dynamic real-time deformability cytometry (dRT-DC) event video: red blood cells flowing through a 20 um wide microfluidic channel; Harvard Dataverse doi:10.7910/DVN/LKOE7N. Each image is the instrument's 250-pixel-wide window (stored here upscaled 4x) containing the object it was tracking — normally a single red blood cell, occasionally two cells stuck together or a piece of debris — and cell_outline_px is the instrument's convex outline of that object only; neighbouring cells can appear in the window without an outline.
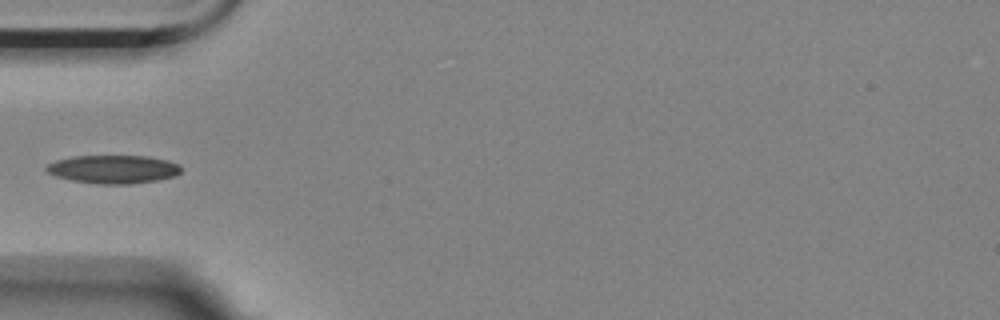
{"species": "Egyptian fruit bat (a non-hibernating species)", "species_latin": "Rousettus aegyptiacus", "temperature_condition": "room temperature", "stored_images_in_passage": 39, "camera_frame_rate_fps": 3000, "um_per_image_px": 0.085, "animal": {"sex": "female"}, "frame": {"image": 1, "passage_image": 1, "time_ms": 0.0, "image_size_px": [1000, 320], "cell_outline_px": [[180, 172], [176, 176], [156, 180], [128, 184], [96, 184], [72, 180], [56, 176], [48, 172], [44, 168], [48, 164], [56, 160], [72, 156], [148, 156], [168, 160], [180, 164]], "centroid_in_image_um": [9.64, 14.38], "position_along_channel_um": 75.4, "area_um2": 22.25}}
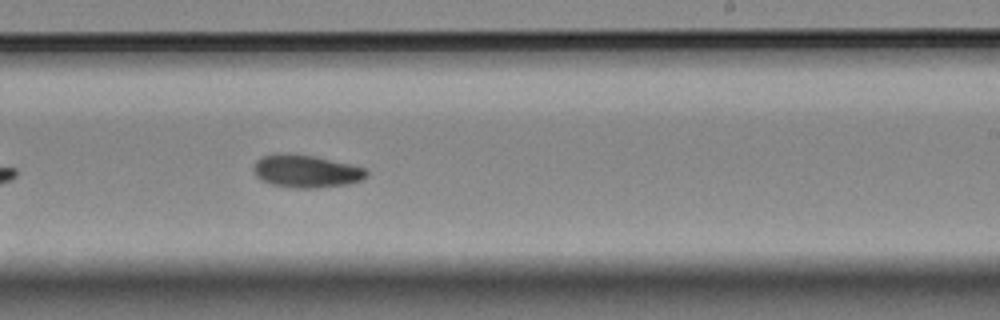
{"frame": {"image": 2, "passage_image": 17, "time_ms": 5.333, "image_size_px": [1000, 320], "cell_outline_px": [[368, 176], [360, 180], [348, 184], [316, 188], [292, 188], [272, 184], [260, 180], [256, 176], [252, 168], [256, 160], [264, 156], [276, 152], [312, 156], [352, 164], [364, 168], [368, 172]], "centroid_in_image_um": [25.99, 14.55], "position_along_channel_um": 263.0, "area_um2": 21.62}}
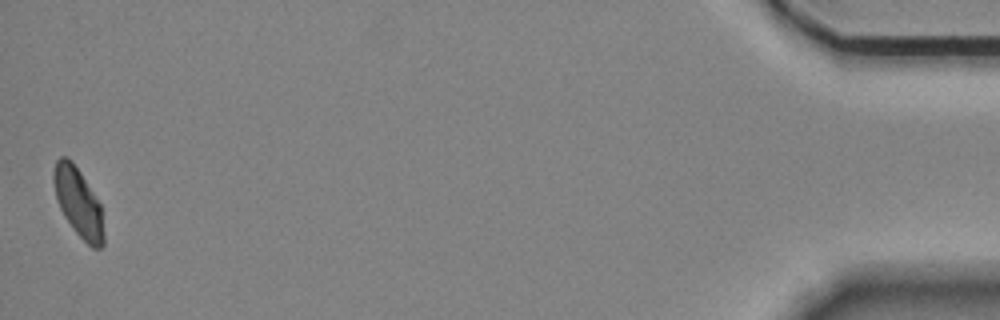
{"frame": {"image": 3, "passage_image": 39, "time_ms": 12.667, "image_size_px": [1000, 320], "cell_outline_px": [[104, 244], [100, 248], [92, 248], [76, 232], [64, 216], [60, 208], [56, 196], [52, 176], [52, 172], [56, 160], [60, 156], [68, 156], [72, 160], [80, 172], [100, 204], [104, 236]], "centroid_in_image_um": [6.64, 17.18], "position_along_channel_um": 428.6, "area_um2": 19.88}}